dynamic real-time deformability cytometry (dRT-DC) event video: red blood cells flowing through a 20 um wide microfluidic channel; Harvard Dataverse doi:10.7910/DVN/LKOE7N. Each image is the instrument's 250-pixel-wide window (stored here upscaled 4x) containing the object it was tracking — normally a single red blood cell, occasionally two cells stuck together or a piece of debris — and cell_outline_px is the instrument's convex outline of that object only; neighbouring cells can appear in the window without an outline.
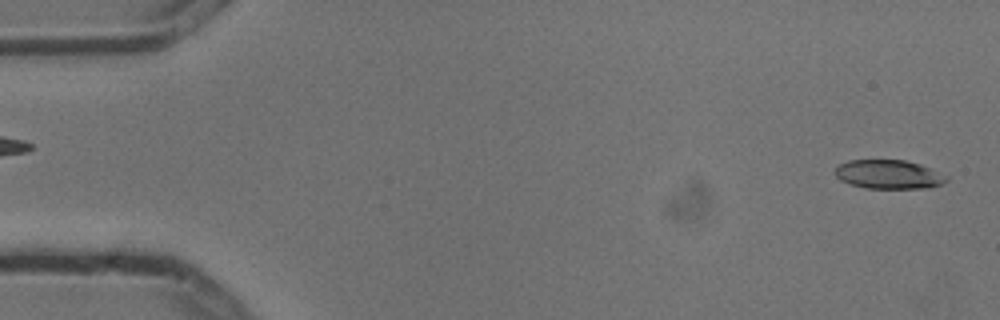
{"species": "common noctule bat (a hibernating species)", "species_latin": "Nyctalus noctula", "temperature_condition": "cold", "stored_images_in_passage": 6, "segment_of_instrument_passage": [2, 2], "camera_frame_rate_fps": 3000, "um_per_image_px": 0.085, "animal": {"sex": "male", "body_mass_g": 13.3}, "frame": {"image": 1, "passage_image": 6, "time_ms": 1.667, "image_size_px": [1000, 320], "cell_outline_px": [[948, 180], [944, 184], [928, 188], [868, 188], [848, 184], [840, 180], [836, 176], [836, 168], [840, 164], [848, 160], [904, 160], [920, 164], [948, 176]], "centroid_in_image_um": [75.56, 14.83], "position_along_channel_um": 9.4, "area_um2": 18.79}}